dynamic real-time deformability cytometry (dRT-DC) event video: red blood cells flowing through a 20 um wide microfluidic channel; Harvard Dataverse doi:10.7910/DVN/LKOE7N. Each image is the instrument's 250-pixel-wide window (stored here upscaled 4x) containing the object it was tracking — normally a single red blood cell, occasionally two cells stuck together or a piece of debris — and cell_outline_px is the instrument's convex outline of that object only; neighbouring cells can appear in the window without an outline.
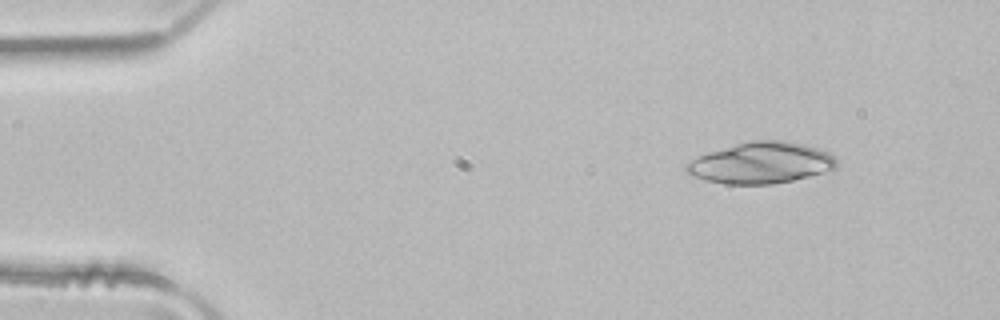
{"species": "common noctule bat (a hibernating species)", "species_latin": "Nyctalus noctula", "temperature_condition": "room temperature", "stored_images_in_passage": 3, "camera_frame_rate_fps": 3000, "um_per_image_px": 0.085, "animal": {"sex": "male", "body_mass_g": 21.5, "forearm_length_mm": 52.0}, "frame": {"image": 1, "passage_image": 1, "time_ms": 0.0, "image_size_px": [1000, 320], "cell_outline_px": [[836, 168], [824, 172], [792, 180], [772, 184], [724, 184], [704, 180], [692, 176], [684, 168], [684, 164], [688, 160], [708, 152], [748, 140], [784, 140], [804, 144], [828, 152], [836, 160]], "centroid_in_image_um": [64.63, 13.84], "position_along_channel_um": 20.4, "area_um2": 36.18}}